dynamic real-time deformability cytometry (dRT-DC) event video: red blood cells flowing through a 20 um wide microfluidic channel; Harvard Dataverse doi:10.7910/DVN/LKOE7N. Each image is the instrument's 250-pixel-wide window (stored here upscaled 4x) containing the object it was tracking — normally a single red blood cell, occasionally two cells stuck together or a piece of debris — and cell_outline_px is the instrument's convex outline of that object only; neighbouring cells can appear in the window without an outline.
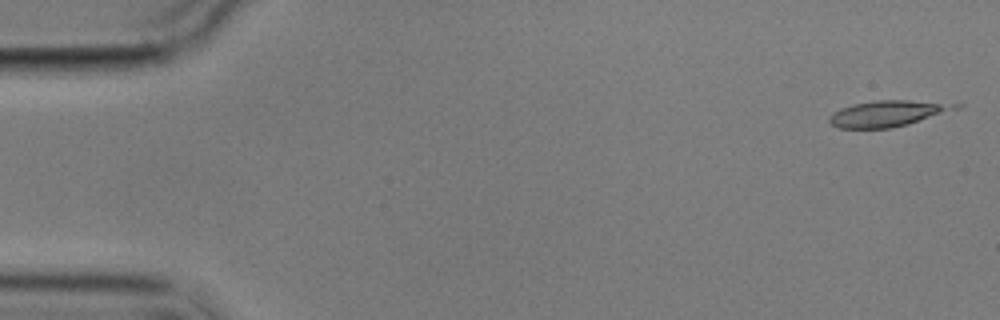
{"species": "common noctule bat (a hibernating species)", "species_latin": "Nyctalus noctula", "temperature_condition": "cold", "stored_images_in_passage": 4, "camera_frame_rate_fps": 3000, "um_per_image_px": 0.085, "animal": {"sex": "male", "body_mass_g": 17.9}, "frame": {"image": 1, "passage_image": 1, "time_ms": 0.0, "image_size_px": [1000, 320], "cell_outline_px": [[964, 104], [960, 108], [908, 124], [892, 128], [840, 128], [832, 124], [828, 120], [828, 116], [832, 112], [840, 108], [852, 104], [876, 100], [908, 100]], "centroid_in_image_um": [75.44, 9.64], "position_along_channel_um": 9.6, "area_um2": 19.19}}
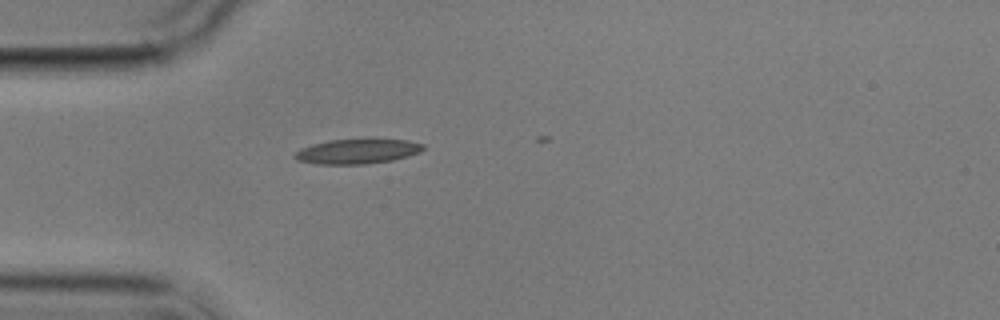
{"frame": {"image": 2, "passage_image": 4, "time_ms": 4.667, "image_size_px": [1000, 320], "cell_outline_px": [[424, 148], [420, 152], [408, 156], [392, 160], [364, 164], [316, 164], [296, 160], [292, 156], [300, 148], [312, 144], [328, 140], [376, 136], [408, 140], [424, 144]], "centroid_in_image_um": [30.4, 12.81], "position_along_channel_um": 54.6, "area_um2": 19.54}}